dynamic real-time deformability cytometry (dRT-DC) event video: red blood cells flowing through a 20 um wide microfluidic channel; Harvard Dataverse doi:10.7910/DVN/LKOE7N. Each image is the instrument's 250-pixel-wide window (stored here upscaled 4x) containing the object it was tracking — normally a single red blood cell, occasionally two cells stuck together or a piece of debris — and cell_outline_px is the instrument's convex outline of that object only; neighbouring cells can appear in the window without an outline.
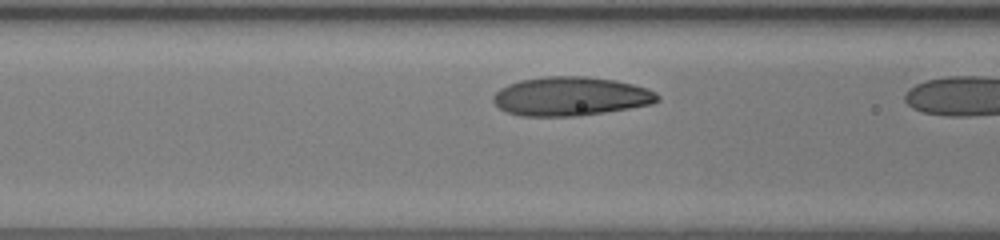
{"species": "human", "species_latin": "Homo sapiens", "temperature_condition": "room temperature", "stored_images_in_passage": 6, "camera_frame_rate_fps": 3000, "um_per_image_px": 0.085, "donor": {"sex": "female"}, "frame": {"image": 1, "passage_image": 5, "time_ms": 1.333, "image_size_px": [1000, 240], "cell_outline_px": [[660, 100], [652, 104], [580, 116], [524, 116], [508, 112], [500, 108], [492, 100], [492, 96], [500, 88], [508, 84], [520, 80], [544, 76], [584, 76], [616, 80], [648, 88], [656, 92], [660, 96]], "centroid_in_image_um": [48.52, 8.18], "position_along_channel_um": 118.1, "area_um2": 37.34}}